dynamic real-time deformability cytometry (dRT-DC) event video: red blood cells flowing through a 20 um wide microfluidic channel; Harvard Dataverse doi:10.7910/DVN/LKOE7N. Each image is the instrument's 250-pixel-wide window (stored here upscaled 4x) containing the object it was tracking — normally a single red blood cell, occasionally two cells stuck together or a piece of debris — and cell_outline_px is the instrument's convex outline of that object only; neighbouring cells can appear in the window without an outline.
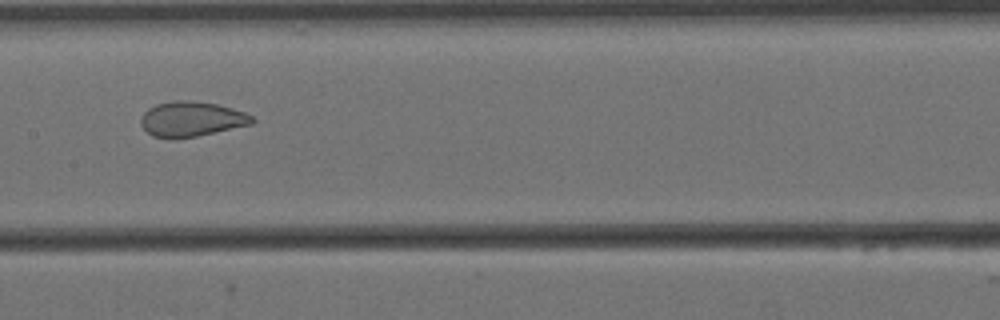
{"species": "Egyptian fruit bat (a non-hibernating species)", "species_latin": "Rousettus aegyptiacus", "temperature_condition": "cold", "stored_images_in_passage": 9, "camera_frame_rate_fps": 3000, "um_per_image_px": 0.085, "animal": {"sex": "female"}, "frame": {"image": 1, "passage_image": 6, "time_ms": 1.667, "image_size_px": [1000, 320], "cell_outline_px": [[256, 120], [252, 124], [196, 136], [176, 140], [168, 140], [152, 136], [140, 124], [140, 120], [144, 112], [148, 108], [156, 104], [172, 100], [188, 100], [216, 104], [232, 108], [244, 112], [252, 116]], "centroid_in_image_um": [16.24, 10.13], "position_along_channel_um": 191.2, "area_um2": 22.95}}
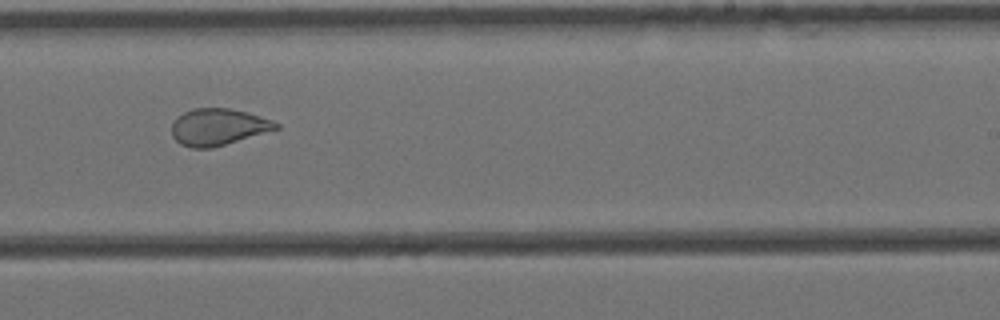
{"frame": {"image": 2, "passage_image": 8, "time_ms": 2.333, "image_size_px": [1000, 320], "cell_outline_px": [[280, 128], [212, 148], [192, 148], [180, 144], [172, 136], [172, 124], [184, 112], [192, 108], [228, 108], [248, 112], [272, 120], [280, 124]], "centroid_in_image_um": [18.56, 10.79], "position_along_channel_um": 270.4, "area_um2": 22.2}}
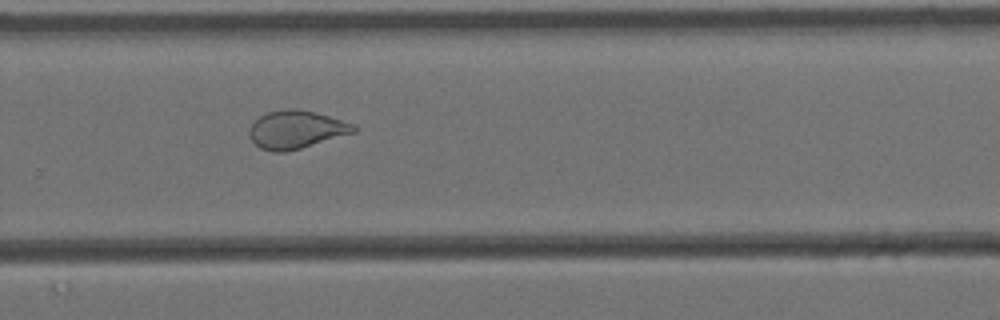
{"frame": {"image": 3, "passage_image": 9, "time_ms": 2.667, "image_size_px": [1000, 320], "cell_outline_px": [[356, 132], [300, 148], [284, 152], [272, 152], [260, 148], [252, 140], [248, 132], [248, 128], [260, 116], [268, 112], [292, 108], [296, 108], [316, 112], [356, 124]], "centroid_in_image_um": [25.18, 11.01], "position_along_channel_um": 304.6, "area_um2": 23.06}}